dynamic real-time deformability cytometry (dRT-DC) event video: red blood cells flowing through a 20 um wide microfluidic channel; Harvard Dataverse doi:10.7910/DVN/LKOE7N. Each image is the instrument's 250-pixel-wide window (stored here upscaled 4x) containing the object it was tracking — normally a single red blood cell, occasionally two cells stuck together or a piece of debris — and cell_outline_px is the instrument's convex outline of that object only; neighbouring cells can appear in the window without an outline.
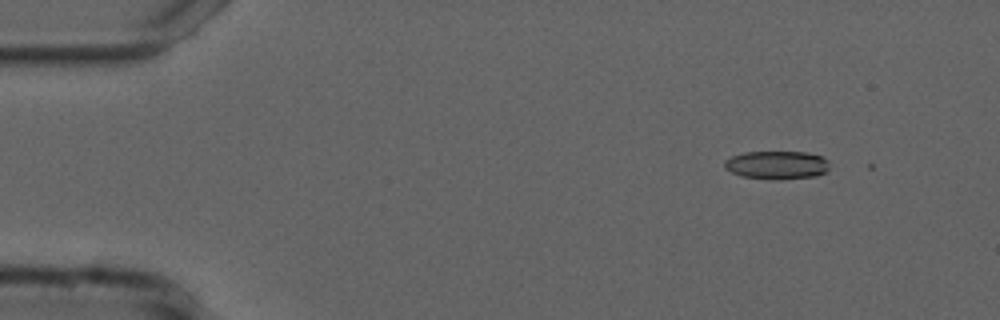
{"species": "common noctule bat (a hibernating species)", "species_latin": "Nyctalus noctula", "temperature_condition": "cold", "stored_images_in_passage": 5, "camera_frame_rate_fps": 3000, "um_per_image_px": 0.085, "animal": {"sex": "male", "forearm_length_mm": 52.5}, "frame": {"image": 1, "passage_image": 1, "time_ms": 0.0, "image_size_px": [1000, 320], "cell_outline_px": [[828, 172], [816, 176], [776, 180], [740, 176], [724, 168], [724, 160], [732, 156], [744, 152], [808, 152], [820, 156], [828, 160]], "centroid_in_image_um": [66.03, 14.03], "position_along_channel_um": 19.0, "area_um2": 17.46}}